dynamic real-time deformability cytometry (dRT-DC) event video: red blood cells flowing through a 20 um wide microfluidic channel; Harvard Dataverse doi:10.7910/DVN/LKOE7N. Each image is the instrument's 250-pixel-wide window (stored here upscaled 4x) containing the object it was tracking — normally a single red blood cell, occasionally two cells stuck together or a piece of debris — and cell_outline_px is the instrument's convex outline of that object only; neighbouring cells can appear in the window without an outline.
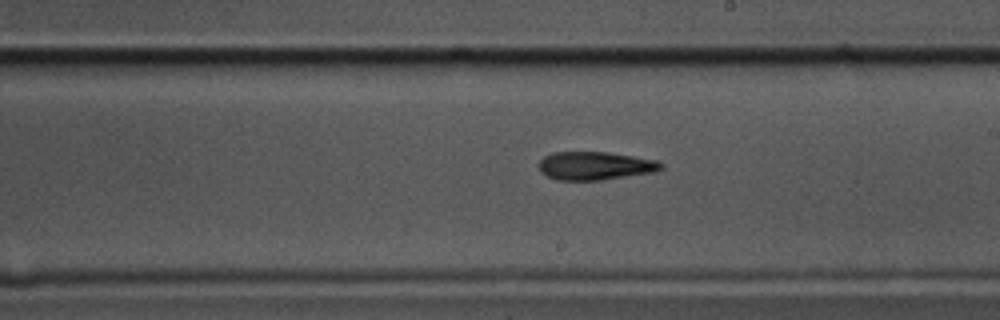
{"species": "common noctule bat (a hibernating species)", "species_latin": "Nyctalus noctula", "temperature_condition": "cold", "stored_images_in_passage": 58, "camera_frame_rate_fps": 3000, "um_per_image_px": 0.085, "animal": {"sex": "male", "body_mass_g": 17.5, "forearm_length_mm": 52.3}, "frame": {"image": 1, "passage_image": 33, "time_ms": 10.667, "image_size_px": [1000, 320], "cell_outline_px": [[664, 168], [656, 172], [604, 180], [556, 180], [540, 172], [536, 164], [544, 156], [552, 152], [608, 152], [656, 160], [664, 164]], "centroid_in_image_um": [50.58, 14.1], "position_along_channel_um": 238.4, "area_um2": 20.46}}
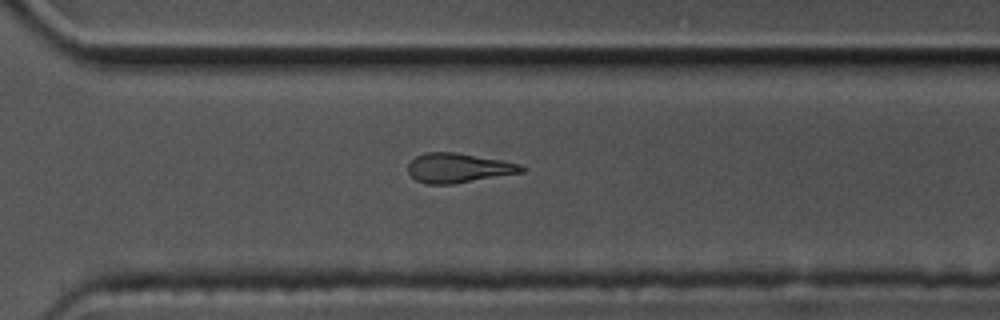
{"frame": {"image": 2, "passage_image": 41, "time_ms": 13.333, "image_size_px": [1000, 320], "cell_outline_px": [[528, 168], [524, 172], [452, 184], [424, 184], [416, 180], [408, 172], [408, 164], [416, 156], [424, 152], [456, 152], [500, 160], [520, 164]], "centroid_in_image_um": [38.96, 14.28], "position_along_channel_um": 331.6, "area_um2": 19.54}}
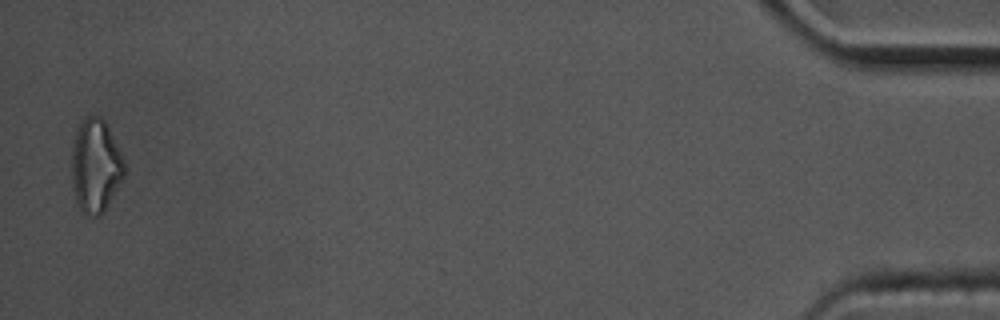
{"frame": {"image": 3, "passage_image": 57, "time_ms": 18.667, "image_size_px": [1000, 320], "cell_outline_px": [[124, 176], [104, 212], [100, 216], [88, 216], [80, 208], [76, 200], [72, 176], [72, 144], [76, 132], [80, 124], [88, 116], [100, 116], [104, 120], [124, 160]], "centroid_in_image_um": [8.12, 14.12], "position_along_channel_um": 427.1, "area_um2": 28.21}, "authors_computed_cell_mechanics": {"area_um2": 20.3456, "velocity_mm_per_s": 3.4973, "shape_relaxation_time_tau1_ms": 5.6676, "shape_relaxation_time_tau2_ms": null, "deformation_change_tau1": 0.1705, "deformation_change_tau2": null}}